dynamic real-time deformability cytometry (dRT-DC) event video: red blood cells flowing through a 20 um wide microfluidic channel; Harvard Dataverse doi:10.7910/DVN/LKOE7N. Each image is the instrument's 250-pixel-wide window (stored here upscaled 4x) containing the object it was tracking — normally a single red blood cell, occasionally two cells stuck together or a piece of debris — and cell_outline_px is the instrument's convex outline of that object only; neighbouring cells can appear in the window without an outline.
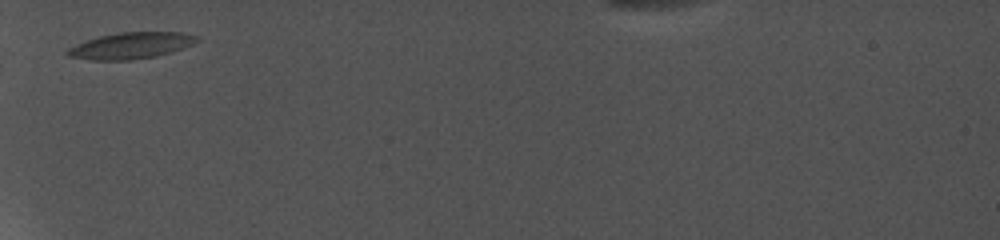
{"species": "common noctule bat (a hibernating species)", "species_latin": "Nyctalus noctula", "temperature_condition": "cold", "stored_images_in_passage": 2, "camera_frame_rate_fps": 5000, "um_per_image_px": 0.085, "animal": {"sex": "female", "body_mass_g": 19.0, "forearm_length_mm": 56.7}, "frame": {"image": 1, "passage_image": 1, "time_ms": 0.0, "image_size_px": [1000, 240], "cell_outline_px": [[200, 40], [192, 44], [156, 56], [132, 60], [92, 60], [64, 56], [64, 52], [68, 48], [76, 44], [100, 36], [120, 32], [180, 32], [196, 36]], "centroid_in_image_um": [11.06, 3.88], "position_along_channel_um": 73.9, "area_um2": 19.71}}